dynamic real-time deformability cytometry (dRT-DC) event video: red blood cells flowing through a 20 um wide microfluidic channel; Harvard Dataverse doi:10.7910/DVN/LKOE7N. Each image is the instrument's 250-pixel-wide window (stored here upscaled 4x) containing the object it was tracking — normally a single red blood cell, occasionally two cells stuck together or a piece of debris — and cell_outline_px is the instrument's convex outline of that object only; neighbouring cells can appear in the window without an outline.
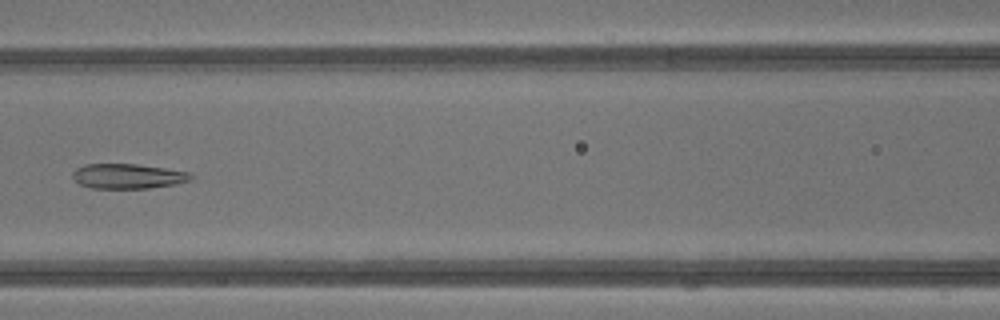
{"species": "common noctule bat (a hibernating species)", "species_latin": "Nyctalus noctula", "temperature_condition": "warm", "stored_images_in_passage": 30, "camera_frame_rate_fps": 3000, "um_per_image_px": 0.085, "animal": {"sex": "male", "body_mass_g": 13.3}, "frame": {"image": 1, "passage_image": 7, "time_ms": 2.0, "image_size_px": [1000, 320], "cell_outline_px": [[192, 180], [176, 184], [148, 188], [92, 188], [80, 184], [72, 180], [72, 172], [76, 168], [84, 164], [136, 164], [164, 168], [188, 172], [192, 176]], "centroid_in_image_um": [10.83, 14.97], "position_along_channel_um": 155.8, "area_um2": 17.17}}
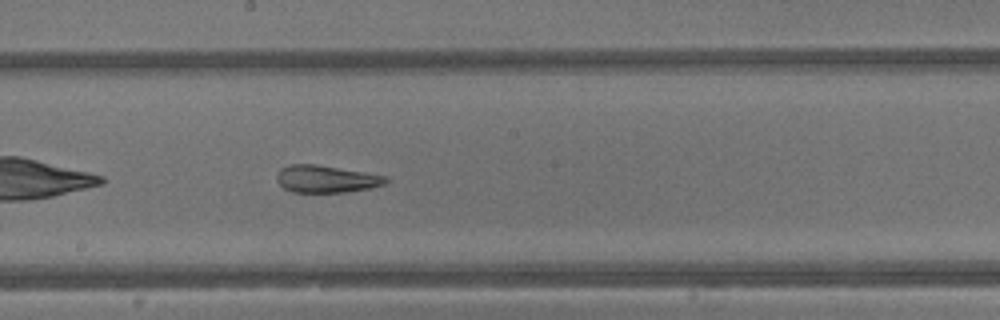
{"frame": {"image": 2, "passage_image": 11, "time_ms": 3.333, "image_size_px": [1000, 320], "cell_outline_px": [[388, 180], [384, 184], [372, 188], [344, 192], [292, 192], [284, 188], [276, 180], [276, 176], [280, 168], [292, 164], [316, 164], [388, 176]], "centroid_in_image_um": [27.72, 15.21], "position_along_channel_um": 220.5, "area_um2": 17.34}}
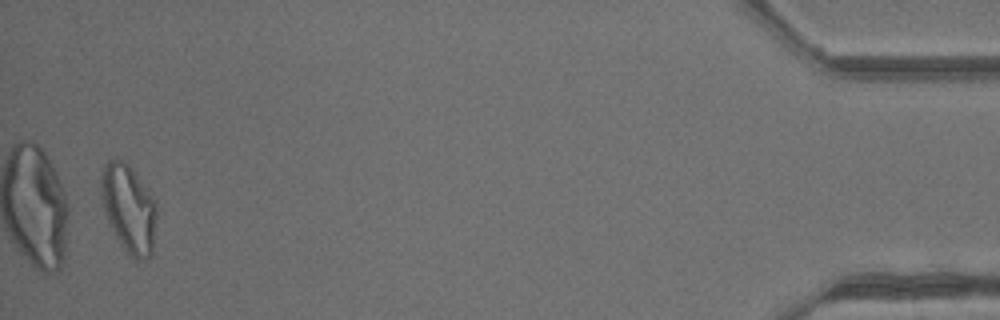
{"frame": {"image": 3, "passage_image": 29, "time_ms": 9.333, "image_size_px": [1000, 320], "cell_outline_px": [[156, 216], [152, 252], [144, 260], [136, 260], [120, 244], [108, 220], [100, 196], [100, 180], [104, 164], [108, 160], [116, 156], [128, 164], [132, 168], [148, 188], [156, 200]], "centroid_in_image_um": [10.94, 17.65], "position_along_channel_um": 424.3, "area_um2": 28.61}, "authors_computed_cell_mechanics": {"area_um2": 18.9006, "velocity_mm_per_s": 4.8678, "shape_relaxation_time_tau1_ms": null, "shape_relaxation_time_tau2_ms": 1.7918, "deformation_change_tau1": null, "deformation_change_tau2": 0.1051}}